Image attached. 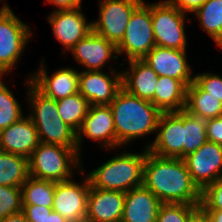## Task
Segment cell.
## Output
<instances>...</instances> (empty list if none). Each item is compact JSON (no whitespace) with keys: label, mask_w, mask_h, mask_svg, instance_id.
Instances as JSON below:
<instances>
[{"label":"cell","mask_w":222,"mask_h":222,"mask_svg":"<svg viewBox=\"0 0 222 222\" xmlns=\"http://www.w3.org/2000/svg\"><path fill=\"white\" fill-rule=\"evenodd\" d=\"M143 185L163 204H201V190L181 158L159 157L148 151L143 166Z\"/></svg>","instance_id":"obj_1"},{"label":"cell","mask_w":222,"mask_h":222,"mask_svg":"<svg viewBox=\"0 0 222 222\" xmlns=\"http://www.w3.org/2000/svg\"><path fill=\"white\" fill-rule=\"evenodd\" d=\"M116 131V147L156 131L162 112L150 101L121 88L109 104Z\"/></svg>","instance_id":"obj_2"},{"label":"cell","mask_w":222,"mask_h":222,"mask_svg":"<svg viewBox=\"0 0 222 222\" xmlns=\"http://www.w3.org/2000/svg\"><path fill=\"white\" fill-rule=\"evenodd\" d=\"M28 99L33 111L29 117L38 132L40 142L77 148V133L60 118L56 100L45 96L28 79Z\"/></svg>","instance_id":"obj_3"},{"label":"cell","mask_w":222,"mask_h":222,"mask_svg":"<svg viewBox=\"0 0 222 222\" xmlns=\"http://www.w3.org/2000/svg\"><path fill=\"white\" fill-rule=\"evenodd\" d=\"M148 149L142 153L123 152L107 160L89 175L90 185L95 188L111 191L128 192L143 185V166Z\"/></svg>","instance_id":"obj_4"},{"label":"cell","mask_w":222,"mask_h":222,"mask_svg":"<svg viewBox=\"0 0 222 222\" xmlns=\"http://www.w3.org/2000/svg\"><path fill=\"white\" fill-rule=\"evenodd\" d=\"M79 153L77 148L40 142L28 158L29 176L53 182L70 180L72 165L80 169Z\"/></svg>","instance_id":"obj_5"},{"label":"cell","mask_w":222,"mask_h":222,"mask_svg":"<svg viewBox=\"0 0 222 222\" xmlns=\"http://www.w3.org/2000/svg\"><path fill=\"white\" fill-rule=\"evenodd\" d=\"M186 14L168 0L151 3V20L157 46L187 50L185 35Z\"/></svg>","instance_id":"obj_6"},{"label":"cell","mask_w":222,"mask_h":222,"mask_svg":"<svg viewBox=\"0 0 222 222\" xmlns=\"http://www.w3.org/2000/svg\"><path fill=\"white\" fill-rule=\"evenodd\" d=\"M155 46L151 4L143 1L133 11L123 39L117 45V53H126L128 60L143 59Z\"/></svg>","instance_id":"obj_7"},{"label":"cell","mask_w":222,"mask_h":222,"mask_svg":"<svg viewBox=\"0 0 222 222\" xmlns=\"http://www.w3.org/2000/svg\"><path fill=\"white\" fill-rule=\"evenodd\" d=\"M143 0H101L99 18L92 23V31L116 46L123 39L133 11Z\"/></svg>","instance_id":"obj_8"},{"label":"cell","mask_w":222,"mask_h":222,"mask_svg":"<svg viewBox=\"0 0 222 222\" xmlns=\"http://www.w3.org/2000/svg\"><path fill=\"white\" fill-rule=\"evenodd\" d=\"M30 30L13 10L0 17V76L10 72L19 60L32 34Z\"/></svg>","instance_id":"obj_9"},{"label":"cell","mask_w":222,"mask_h":222,"mask_svg":"<svg viewBox=\"0 0 222 222\" xmlns=\"http://www.w3.org/2000/svg\"><path fill=\"white\" fill-rule=\"evenodd\" d=\"M184 109L178 112H162L157 135L152 144H146L148 151L159 157L183 159Z\"/></svg>","instance_id":"obj_10"},{"label":"cell","mask_w":222,"mask_h":222,"mask_svg":"<svg viewBox=\"0 0 222 222\" xmlns=\"http://www.w3.org/2000/svg\"><path fill=\"white\" fill-rule=\"evenodd\" d=\"M84 182L70 180L55 182L54 201L52 209L64 217L67 222H81L86 219L90 182L84 177Z\"/></svg>","instance_id":"obj_11"},{"label":"cell","mask_w":222,"mask_h":222,"mask_svg":"<svg viewBox=\"0 0 222 222\" xmlns=\"http://www.w3.org/2000/svg\"><path fill=\"white\" fill-rule=\"evenodd\" d=\"M183 159L201 191L222 176V145L207 141Z\"/></svg>","instance_id":"obj_12"},{"label":"cell","mask_w":222,"mask_h":222,"mask_svg":"<svg viewBox=\"0 0 222 222\" xmlns=\"http://www.w3.org/2000/svg\"><path fill=\"white\" fill-rule=\"evenodd\" d=\"M111 76L99 71L79 72V93L90 105H109L122 88V73L111 68Z\"/></svg>","instance_id":"obj_13"},{"label":"cell","mask_w":222,"mask_h":222,"mask_svg":"<svg viewBox=\"0 0 222 222\" xmlns=\"http://www.w3.org/2000/svg\"><path fill=\"white\" fill-rule=\"evenodd\" d=\"M186 57V50L169 49L156 45L142 60L158 76L175 78L188 87L194 78L191 76L192 70Z\"/></svg>","instance_id":"obj_14"},{"label":"cell","mask_w":222,"mask_h":222,"mask_svg":"<svg viewBox=\"0 0 222 222\" xmlns=\"http://www.w3.org/2000/svg\"><path fill=\"white\" fill-rule=\"evenodd\" d=\"M83 136L101 143L106 148H116V131L113 113L109 105H90L80 130L77 132V150Z\"/></svg>","instance_id":"obj_15"},{"label":"cell","mask_w":222,"mask_h":222,"mask_svg":"<svg viewBox=\"0 0 222 222\" xmlns=\"http://www.w3.org/2000/svg\"><path fill=\"white\" fill-rule=\"evenodd\" d=\"M48 19L56 39L69 51L92 32V23H87L81 6L72 10H55Z\"/></svg>","instance_id":"obj_16"},{"label":"cell","mask_w":222,"mask_h":222,"mask_svg":"<svg viewBox=\"0 0 222 222\" xmlns=\"http://www.w3.org/2000/svg\"><path fill=\"white\" fill-rule=\"evenodd\" d=\"M42 61L38 72L29 77L32 84L45 96L60 100L79 92V72L71 68H63L48 76Z\"/></svg>","instance_id":"obj_17"},{"label":"cell","mask_w":222,"mask_h":222,"mask_svg":"<svg viewBox=\"0 0 222 222\" xmlns=\"http://www.w3.org/2000/svg\"><path fill=\"white\" fill-rule=\"evenodd\" d=\"M126 193L103 190L90 185L87 222H121Z\"/></svg>","instance_id":"obj_18"},{"label":"cell","mask_w":222,"mask_h":222,"mask_svg":"<svg viewBox=\"0 0 222 222\" xmlns=\"http://www.w3.org/2000/svg\"><path fill=\"white\" fill-rule=\"evenodd\" d=\"M76 61L87 68V71H99L109 59H117V46L94 33L90 32L70 50ZM114 55V56H113Z\"/></svg>","instance_id":"obj_19"},{"label":"cell","mask_w":222,"mask_h":222,"mask_svg":"<svg viewBox=\"0 0 222 222\" xmlns=\"http://www.w3.org/2000/svg\"><path fill=\"white\" fill-rule=\"evenodd\" d=\"M38 132L29 116L0 131V150L29 158L39 145Z\"/></svg>","instance_id":"obj_20"},{"label":"cell","mask_w":222,"mask_h":222,"mask_svg":"<svg viewBox=\"0 0 222 222\" xmlns=\"http://www.w3.org/2000/svg\"><path fill=\"white\" fill-rule=\"evenodd\" d=\"M163 203L144 185L126 192L121 222H156Z\"/></svg>","instance_id":"obj_21"},{"label":"cell","mask_w":222,"mask_h":222,"mask_svg":"<svg viewBox=\"0 0 222 222\" xmlns=\"http://www.w3.org/2000/svg\"><path fill=\"white\" fill-rule=\"evenodd\" d=\"M130 70L122 71V88L129 94L152 101L158 74L142 59L128 60Z\"/></svg>","instance_id":"obj_22"},{"label":"cell","mask_w":222,"mask_h":222,"mask_svg":"<svg viewBox=\"0 0 222 222\" xmlns=\"http://www.w3.org/2000/svg\"><path fill=\"white\" fill-rule=\"evenodd\" d=\"M187 87L172 77L159 76L151 101L161 112H178L185 109Z\"/></svg>","instance_id":"obj_23"},{"label":"cell","mask_w":222,"mask_h":222,"mask_svg":"<svg viewBox=\"0 0 222 222\" xmlns=\"http://www.w3.org/2000/svg\"><path fill=\"white\" fill-rule=\"evenodd\" d=\"M185 110L205 120L213 119L222 116V102L193 81L186 89Z\"/></svg>","instance_id":"obj_24"},{"label":"cell","mask_w":222,"mask_h":222,"mask_svg":"<svg viewBox=\"0 0 222 222\" xmlns=\"http://www.w3.org/2000/svg\"><path fill=\"white\" fill-rule=\"evenodd\" d=\"M28 177L27 157L0 150V186L21 187Z\"/></svg>","instance_id":"obj_25"},{"label":"cell","mask_w":222,"mask_h":222,"mask_svg":"<svg viewBox=\"0 0 222 222\" xmlns=\"http://www.w3.org/2000/svg\"><path fill=\"white\" fill-rule=\"evenodd\" d=\"M22 205H37L52 208L55 182L31 176L21 186Z\"/></svg>","instance_id":"obj_26"},{"label":"cell","mask_w":222,"mask_h":222,"mask_svg":"<svg viewBox=\"0 0 222 222\" xmlns=\"http://www.w3.org/2000/svg\"><path fill=\"white\" fill-rule=\"evenodd\" d=\"M56 102L60 118L77 133L88 113L90 103L79 92Z\"/></svg>","instance_id":"obj_27"},{"label":"cell","mask_w":222,"mask_h":222,"mask_svg":"<svg viewBox=\"0 0 222 222\" xmlns=\"http://www.w3.org/2000/svg\"><path fill=\"white\" fill-rule=\"evenodd\" d=\"M194 13L201 27L222 49V0H206Z\"/></svg>","instance_id":"obj_28"},{"label":"cell","mask_w":222,"mask_h":222,"mask_svg":"<svg viewBox=\"0 0 222 222\" xmlns=\"http://www.w3.org/2000/svg\"><path fill=\"white\" fill-rule=\"evenodd\" d=\"M207 141L206 120L184 109L183 158Z\"/></svg>","instance_id":"obj_29"},{"label":"cell","mask_w":222,"mask_h":222,"mask_svg":"<svg viewBox=\"0 0 222 222\" xmlns=\"http://www.w3.org/2000/svg\"><path fill=\"white\" fill-rule=\"evenodd\" d=\"M0 76V131L19 121L24 115L14 94L3 84Z\"/></svg>","instance_id":"obj_30"},{"label":"cell","mask_w":222,"mask_h":222,"mask_svg":"<svg viewBox=\"0 0 222 222\" xmlns=\"http://www.w3.org/2000/svg\"><path fill=\"white\" fill-rule=\"evenodd\" d=\"M21 211V187L0 186V220Z\"/></svg>","instance_id":"obj_31"},{"label":"cell","mask_w":222,"mask_h":222,"mask_svg":"<svg viewBox=\"0 0 222 222\" xmlns=\"http://www.w3.org/2000/svg\"><path fill=\"white\" fill-rule=\"evenodd\" d=\"M198 208L187 204H162L156 222H188Z\"/></svg>","instance_id":"obj_32"},{"label":"cell","mask_w":222,"mask_h":222,"mask_svg":"<svg viewBox=\"0 0 222 222\" xmlns=\"http://www.w3.org/2000/svg\"><path fill=\"white\" fill-rule=\"evenodd\" d=\"M202 210H222V176L201 191Z\"/></svg>","instance_id":"obj_33"},{"label":"cell","mask_w":222,"mask_h":222,"mask_svg":"<svg viewBox=\"0 0 222 222\" xmlns=\"http://www.w3.org/2000/svg\"><path fill=\"white\" fill-rule=\"evenodd\" d=\"M194 82L205 92L222 102V78L217 74L202 73L194 77Z\"/></svg>","instance_id":"obj_34"},{"label":"cell","mask_w":222,"mask_h":222,"mask_svg":"<svg viewBox=\"0 0 222 222\" xmlns=\"http://www.w3.org/2000/svg\"><path fill=\"white\" fill-rule=\"evenodd\" d=\"M52 208L37 206V205H22V212L24 213L28 222H43L47 214H51Z\"/></svg>","instance_id":"obj_35"},{"label":"cell","mask_w":222,"mask_h":222,"mask_svg":"<svg viewBox=\"0 0 222 222\" xmlns=\"http://www.w3.org/2000/svg\"><path fill=\"white\" fill-rule=\"evenodd\" d=\"M207 140L222 145V116L206 120Z\"/></svg>","instance_id":"obj_36"},{"label":"cell","mask_w":222,"mask_h":222,"mask_svg":"<svg viewBox=\"0 0 222 222\" xmlns=\"http://www.w3.org/2000/svg\"><path fill=\"white\" fill-rule=\"evenodd\" d=\"M172 5L177 7L180 11L187 14L194 13L206 0H168Z\"/></svg>","instance_id":"obj_37"},{"label":"cell","mask_w":222,"mask_h":222,"mask_svg":"<svg viewBox=\"0 0 222 222\" xmlns=\"http://www.w3.org/2000/svg\"><path fill=\"white\" fill-rule=\"evenodd\" d=\"M56 5L57 10H72L81 6V0H47V3Z\"/></svg>","instance_id":"obj_38"},{"label":"cell","mask_w":222,"mask_h":222,"mask_svg":"<svg viewBox=\"0 0 222 222\" xmlns=\"http://www.w3.org/2000/svg\"><path fill=\"white\" fill-rule=\"evenodd\" d=\"M188 222H210L209 217L199 207L189 218Z\"/></svg>","instance_id":"obj_39"},{"label":"cell","mask_w":222,"mask_h":222,"mask_svg":"<svg viewBox=\"0 0 222 222\" xmlns=\"http://www.w3.org/2000/svg\"><path fill=\"white\" fill-rule=\"evenodd\" d=\"M0 222H28L24 213L18 212L1 219Z\"/></svg>","instance_id":"obj_40"},{"label":"cell","mask_w":222,"mask_h":222,"mask_svg":"<svg viewBox=\"0 0 222 222\" xmlns=\"http://www.w3.org/2000/svg\"><path fill=\"white\" fill-rule=\"evenodd\" d=\"M210 222H222V210H203Z\"/></svg>","instance_id":"obj_41"},{"label":"cell","mask_w":222,"mask_h":222,"mask_svg":"<svg viewBox=\"0 0 222 222\" xmlns=\"http://www.w3.org/2000/svg\"><path fill=\"white\" fill-rule=\"evenodd\" d=\"M43 222H67L58 212L52 211L51 214H47Z\"/></svg>","instance_id":"obj_42"},{"label":"cell","mask_w":222,"mask_h":222,"mask_svg":"<svg viewBox=\"0 0 222 222\" xmlns=\"http://www.w3.org/2000/svg\"><path fill=\"white\" fill-rule=\"evenodd\" d=\"M10 7L8 4L4 5L3 7L0 8V17L7 11H10Z\"/></svg>","instance_id":"obj_43"}]
</instances>
